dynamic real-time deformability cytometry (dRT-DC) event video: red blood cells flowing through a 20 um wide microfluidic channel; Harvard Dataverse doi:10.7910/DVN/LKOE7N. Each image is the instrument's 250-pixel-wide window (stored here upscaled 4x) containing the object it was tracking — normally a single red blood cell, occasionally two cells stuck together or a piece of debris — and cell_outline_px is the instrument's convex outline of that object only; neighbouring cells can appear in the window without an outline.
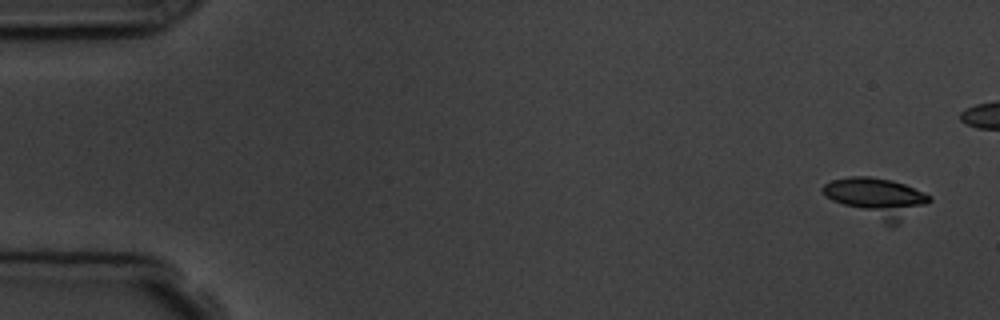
{"species": "common noctule bat (a hibernating species)", "species_latin": "Nyctalus noctula", "temperature_condition": "room temperature", "stored_images_in_passage": 7, "camera_frame_rate_fps": 3000, "um_per_image_px": 0.085, "animal": {"sex": "male", "body_mass_g": 19.5, "forearm_length_mm": 54.6}, "frame": {"image": 1, "passage_image": 1, "time_ms": 0.0, "image_size_px": [1000, 320], "cell_outline_px": [[932, 200], [928, 204], [896, 224], [884, 224], [832, 200], [820, 188], [824, 184], [832, 180], [852, 176], [868, 176], [892, 180], [904, 184], [932, 196]], "centroid_in_image_um": [74.55, 16.79], "position_along_channel_um": 10.5, "area_um2": 24.16}}